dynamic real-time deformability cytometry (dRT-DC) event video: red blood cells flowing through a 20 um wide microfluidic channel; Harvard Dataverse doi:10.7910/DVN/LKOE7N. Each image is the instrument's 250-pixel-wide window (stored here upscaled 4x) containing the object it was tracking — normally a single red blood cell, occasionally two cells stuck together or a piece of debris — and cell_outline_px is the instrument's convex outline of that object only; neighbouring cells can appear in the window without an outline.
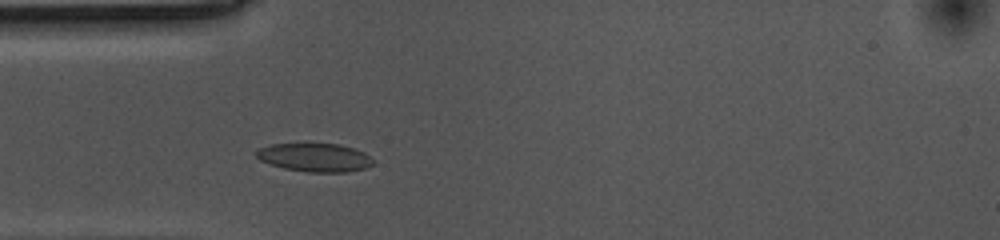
{"species": "common noctule bat (a hibernating species)", "species_latin": "Nyctalus noctula", "temperature_condition": "cold", "stored_images_in_passage": 34, "camera_frame_rate_fps": 3000, "um_per_image_px": 0.085, "animal": {"sex": "female", "body_mass_g": 10.0, "forearm_length_mm": 53.1}, "frame": {"image": 1, "passage_image": 5, "time_ms": 1.333, "image_size_px": [1000, 240], "cell_outline_px": [[372, 164], [364, 168], [348, 172], [308, 172], [284, 168], [260, 160], [256, 156], [256, 152], [260, 148], [272, 144], [304, 140], [340, 144], [356, 148], [364, 152], [372, 160]], "centroid_in_image_um": [26.73, 13.32], "position_along_channel_um": 58.3, "area_um2": 20.11}}
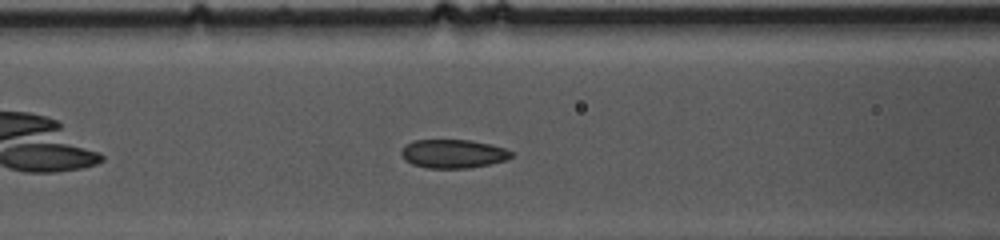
{"frame": {"image": 2, "passage_image": 11, "time_ms": 3.333, "image_size_px": [1000, 240], "cell_outline_px": [[512, 156], [508, 160], [468, 168], [428, 168], [412, 164], [404, 160], [400, 156], [400, 152], [404, 144], [412, 140], [472, 140], [504, 148], [512, 152]], "centroid_in_image_um": [38.46, 13.06], "position_along_channel_um": 128.1, "area_um2": 18.5}}
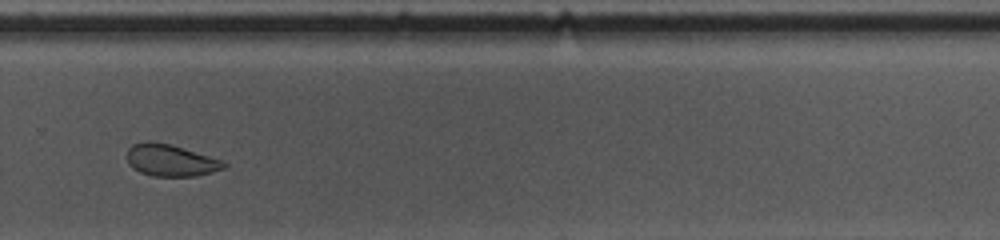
{"frame": {"image": 3, "passage_image": 27, "time_ms": 8.667, "image_size_px": [1000, 240], "cell_outline_px": [[228, 168], [196, 176], [152, 176], [140, 172], [132, 168], [128, 164], [128, 148], [132, 144], [148, 140], [152, 140], [168, 144], [224, 160], [228, 164]], "centroid_in_image_um": [14.53, 13.63], "position_along_channel_um": 315.3, "area_um2": 18.15}, "authors_computed_cell_mechanics": {"area_um2": 18.7561, "velocity_mm_per_s": 3.5206, "shape_relaxation_time_tau1_ms": 4.4258, "shape_relaxation_time_tau2_ms": 2.2126, "deformation_change_tau1": 0.0968, "deformation_change_tau2": 0.0602}}